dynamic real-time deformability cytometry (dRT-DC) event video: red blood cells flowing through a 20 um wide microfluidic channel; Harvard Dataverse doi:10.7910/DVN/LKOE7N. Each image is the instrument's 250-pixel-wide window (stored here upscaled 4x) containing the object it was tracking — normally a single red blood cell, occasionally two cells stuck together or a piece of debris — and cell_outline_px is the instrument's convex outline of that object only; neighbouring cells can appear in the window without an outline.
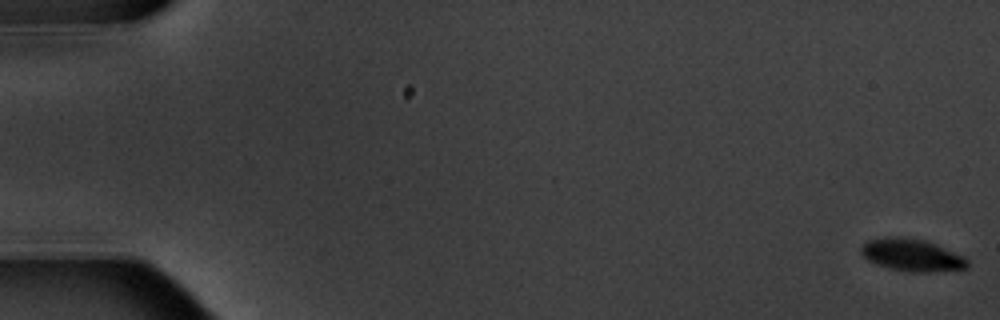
{"species": "common noctule bat (a hibernating species)", "species_latin": "Nyctalus noctula", "temperature_condition": "warm", "stored_images_in_passage": 6, "camera_frame_rate_fps": 3000, "um_per_image_px": 0.085, "animal": {"sex": "male", "body_mass_g": 20.1, "forearm_length_mm": 53.5}, "frame": {"image": 1, "passage_image": 1, "time_ms": 0.0, "image_size_px": [1000, 320], "cell_outline_px": [[968, 268], [928, 272], [912, 272], [888, 268], [876, 264], [868, 260], [860, 252], [860, 248], [868, 240], [884, 236], [900, 236], [924, 240], [964, 256], [968, 260]], "centroid_in_image_um": [77.48, 21.67], "position_along_channel_um": 7.5, "area_um2": 20.0}}
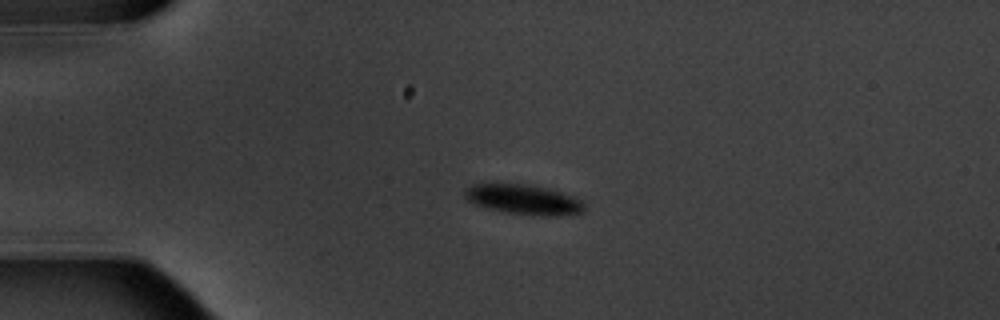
{"frame": {"image": 2, "passage_image": 5, "time_ms": 4.667, "image_size_px": [1000, 320], "cell_outline_px": [[584, 212], [560, 216], [540, 216], [504, 212], [476, 204], [468, 200], [464, 196], [464, 188], [472, 184], [492, 180], [528, 184], [548, 188], [572, 196], [580, 200], [584, 204]], "centroid_in_image_um": [44.43, 16.91], "position_along_channel_um": 40.6, "area_um2": 21.62}}